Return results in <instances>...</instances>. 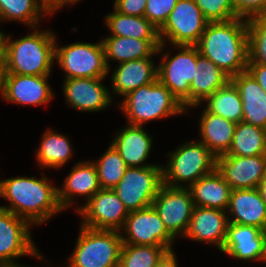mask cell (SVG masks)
<instances>
[{
	"label": "cell",
	"instance_id": "1",
	"mask_svg": "<svg viewBox=\"0 0 266 267\" xmlns=\"http://www.w3.org/2000/svg\"><path fill=\"white\" fill-rule=\"evenodd\" d=\"M45 174L41 179L12 177L0 181V196L10 205L0 208L11 211L31 226L47 222L53 215L63 211L58 202V187L50 183Z\"/></svg>",
	"mask_w": 266,
	"mask_h": 267
},
{
	"label": "cell",
	"instance_id": "2",
	"mask_svg": "<svg viewBox=\"0 0 266 267\" xmlns=\"http://www.w3.org/2000/svg\"><path fill=\"white\" fill-rule=\"evenodd\" d=\"M196 46L202 56L230 77L246 71L249 61L247 19L209 22Z\"/></svg>",
	"mask_w": 266,
	"mask_h": 267
},
{
	"label": "cell",
	"instance_id": "3",
	"mask_svg": "<svg viewBox=\"0 0 266 267\" xmlns=\"http://www.w3.org/2000/svg\"><path fill=\"white\" fill-rule=\"evenodd\" d=\"M25 37L11 39L7 35L5 50L6 74L50 75L55 59L56 35L37 27Z\"/></svg>",
	"mask_w": 266,
	"mask_h": 267
},
{
	"label": "cell",
	"instance_id": "4",
	"mask_svg": "<svg viewBox=\"0 0 266 267\" xmlns=\"http://www.w3.org/2000/svg\"><path fill=\"white\" fill-rule=\"evenodd\" d=\"M119 103L131 125L143 126L146 122L184 114L187 110L158 79L129 92Z\"/></svg>",
	"mask_w": 266,
	"mask_h": 267
},
{
	"label": "cell",
	"instance_id": "5",
	"mask_svg": "<svg viewBox=\"0 0 266 267\" xmlns=\"http://www.w3.org/2000/svg\"><path fill=\"white\" fill-rule=\"evenodd\" d=\"M167 155L163 184L169 187L189 188L217 167V157L200 141L186 142Z\"/></svg>",
	"mask_w": 266,
	"mask_h": 267
},
{
	"label": "cell",
	"instance_id": "6",
	"mask_svg": "<svg viewBox=\"0 0 266 267\" xmlns=\"http://www.w3.org/2000/svg\"><path fill=\"white\" fill-rule=\"evenodd\" d=\"M122 244L120 231L80 225L67 267H118Z\"/></svg>",
	"mask_w": 266,
	"mask_h": 267
},
{
	"label": "cell",
	"instance_id": "7",
	"mask_svg": "<svg viewBox=\"0 0 266 267\" xmlns=\"http://www.w3.org/2000/svg\"><path fill=\"white\" fill-rule=\"evenodd\" d=\"M55 43V61L65 72L64 79L106 78L109 70L102 41L76 42L66 46Z\"/></svg>",
	"mask_w": 266,
	"mask_h": 267
},
{
	"label": "cell",
	"instance_id": "8",
	"mask_svg": "<svg viewBox=\"0 0 266 267\" xmlns=\"http://www.w3.org/2000/svg\"><path fill=\"white\" fill-rule=\"evenodd\" d=\"M163 185V166L128 167L112 189L129 212L152 206Z\"/></svg>",
	"mask_w": 266,
	"mask_h": 267
},
{
	"label": "cell",
	"instance_id": "9",
	"mask_svg": "<svg viewBox=\"0 0 266 267\" xmlns=\"http://www.w3.org/2000/svg\"><path fill=\"white\" fill-rule=\"evenodd\" d=\"M179 53L169 58L167 50L157 65V79L181 102L189 108L190 84L197 70V46L180 45Z\"/></svg>",
	"mask_w": 266,
	"mask_h": 267
},
{
	"label": "cell",
	"instance_id": "10",
	"mask_svg": "<svg viewBox=\"0 0 266 267\" xmlns=\"http://www.w3.org/2000/svg\"><path fill=\"white\" fill-rule=\"evenodd\" d=\"M209 22L194 0H179L158 30L161 44L196 46Z\"/></svg>",
	"mask_w": 266,
	"mask_h": 267
},
{
	"label": "cell",
	"instance_id": "11",
	"mask_svg": "<svg viewBox=\"0 0 266 267\" xmlns=\"http://www.w3.org/2000/svg\"><path fill=\"white\" fill-rule=\"evenodd\" d=\"M30 228L26 220L0 208V265L18 264L17 258L25 255L43 259Z\"/></svg>",
	"mask_w": 266,
	"mask_h": 267
},
{
	"label": "cell",
	"instance_id": "12",
	"mask_svg": "<svg viewBox=\"0 0 266 267\" xmlns=\"http://www.w3.org/2000/svg\"><path fill=\"white\" fill-rule=\"evenodd\" d=\"M82 226L121 232L129 211L112 189H100L78 209Z\"/></svg>",
	"mask_w": 266,
	"mask_h": 267
},
{
	"label": "cell",
	"instance_id": "13",
	"mask_svg": "<svg viewBox=\"0 0 266 267\" xmlns=\"http://www.w3.org/2000/svg\"><path fill=\"white\" fill-rule=\"evenodd\" d=\"M124 230V231H123ZM121 231L123 244L164 246L172 250L175 238L168 232L153 206L131 211Z\"/></svg>",
	"mask_w": 266,
	"mask_h": 267
},
{
	"label": "cell",
	"instance_id": "14",
	"mask_svg": "<svg viewBox=\"0 0 266 267\" xmlns=\"http://www.w3.org/2000/svg\"><path fill=\"white\" fill-rule=\"evenodd\" d=\"M152 206L175 239L177 236L184 237L194 209L188 188H174L163 184L155 196Z\"/></svg>",
	"mask_w": 266,
	"mask_h": 267
},
{
	"label": "cell",
	"instance_id": "15",
	"mask_svg": "<svg viewBox=\"0 0 266 267\" xmlns=\"http://www.w3.org/2000/svg\"><path fill=\"white\" fill-rule=\"evenodd\" d=\"M105 78H70L63 80L62 91L69 107L84 112L103 111L112 102Z\"/></svg>",
	"mask_w": 266,
	"mask_h": 267
},
{
	"label": "cell",
	"instance_id": "16",
	"mask_svg": "<svg viewBox=\"0 0 266 267\" xmlns=\"http://www.w3.org/2000/svg\"><path fill=\"white\" fill-rule=\"evenodd\" d=\"M216 169L232 190L257 188L266 174V154L248 157L219 156Z\"/></svg>",
	"mask_w": 266,
	"mask_h": 267
},
{
	"label": "cell",
	"instance_id": "17",
	"mask_svg": "<svg viewBox=\"0 0 266 267\" xmlns=\"http://www.w3.org/2000/svg\"><path fill=\"white\" fill-rule=\"evenodd\" d=\"M50 75L6 74L2 99L24 105H44L53 99Z\"/></svg>",
	"mask_w": 266,
	"mask_h": 267
},
{
	"label": "cell",
	"instance_id": "18",
	"mask_svg": "<svg viewBox=\"0 0 266 267\" xmlns=\"http://www.w3.org/2000/svg\"><path fill=\"white\" fill-rule=\"evenodd\" d=\"M227 212L220 209L194 206L185 238L210 243L221 251L227 236Z\"/></svg>",
	"mask_w": 266,
	"mask_h": 267
},
{
	"label": "cell",
	"instance_id": "19",
	"mask_svg": "<svg viewBox=\"0 0 266 267\" xmlns=\"http://www.w3.org/2000/svg\"><path fill=\"white\" fill-rule=\"evenodd\" d=\"M226 212L229 223L266 230V204L257 188L232 190Z\"/></svg>",
	"mask_w": 266,
	"mask_h": 267
},
{
	"label": "cell",
	"instance_id": "20",
	"mask_svg": "<svg viewBox=\"0 0 266 267\" xmlns=\"http://www.w3.org/2000/svg\"><path fill=\"white\" fill-rule=\"evenodd\" d=\"M153 138L144 126L127 124L119 130L112 145L119 152L128 167H146L159 164H143L151 152Z\"/></svg>",
	"mask_w": 266,
	"mask_h": 267
},
{
	"label": "cell",
	"instance_id": "21",
	"mask_svg": "<svg viewBox=\"0 0 266 267\" xmlns=\"http://www.w3.org/2000/svg\"><path fill=\"white\" fill-rule=\"evenodd\" d=\"M68 174L63 186L57 188L58 202L64 211L74 203V196L86 197L87 202L101 189L93 161L76 163Z\"/></svg>",
	"mask_w": 266,
	"mask_h": 267
},
{
	"label": "cell",
	"instance_id": "22",
	"mask_svg": "<svg viewBox=\"0 0 266 267\" xmlns=\"http://www.w3.org/2000/svg\"><path fill=\"white\" fill-rule=\"evenodd\" d=\"M157 80V65L152 57L123 62L111 75L112 94L125 96L140 86Z\"/></svg>",
	"mask_w": 266,
	"mask_h": 267
},
{
	"label": "cell",
	"instance_id": "23",
	"mask_svg": "<svg viewBox=\"0 0 266 267\" xmlns=\"http://www.w3.org/2000/svg\"><path fill=\"white\" fill-rule=\"evenodd\" d=\"M263 230L255 226L228 223L227 236L221 251L239 261H260Z\"/></svg>",
	"mask_w": 266,
	"mask_h": 267
},
{
	"label": "cell",
	"instance_id": "24",
	"mask_svg": "<svg viewBox=\"0 0 266 267\" xmlns=\"http://www.w3.org/2000/svg\"><path fill=\"white\" fill-rule=\"evenodd\" d=\"M105 50V61L110 73L109 60L123 63L136 59L153 57L164 49L160 40H140L137 38L109 35L101 40Z\"/></svg>",
	"mask_w": 266,
	"mask_h": 267
},
{
	"label": "cell",
	"instance_id": "25",
	"mask_svg": "<svg viewBox=\"0 0 266 267\" xmlns=\"http://www.w3.org/2000/svg\"><path fill=\"white\" fill-rule=\"evenodd\" d=\"M243 104V122L266 129V94L246 70L231 77Z\"/></svg>",
	"mask_w": 266,
	"mask_h": 267
},
{
	"label": "cell",
	"instance_id": "26",
	"mask_svg": "<svg viewBox=\"0 0 266 267\" xmlns=\"http://www.w3.org/2000/svg\"><path fill=\"white\" fill-rule=\"evenodd\" d=\"M230 80L229 75L212 61L202 56L197 48V70L190 84L189 108L203 104L202 102Z\"/></svg>",
	"mask_w": 266,
	"mask_h": 267
},
{
	"label": "cell",
	"instance_id": "27",
	"mask_svg": "<svg viewBox=\"0 0 266 267\" xmlns=\"http://www.w3.org/2000/svg\"><path fill=\"white\" fill-rule=\"evenodd\" d=\"M199 140L216 157L228 153L235 133L237 124L219 115L203 110L199 118Z\"/></svg>",
	"mask_w": 266,
	"mask_h": 267
},
{
	"label": "cell",
	"instance_id": "28",
	"mask_svg": "<svg viewBox=\"0 0 266 267\" xmlns=\"http://www.w3.org/2000/svg\"><path fill=\"white\" fill-rule=\"evenodd\" d=\"M188 189L194 206L227 210L232 188L217 169L197 180Z\"/></svg>",
	"mask_w": 266,
	"mask_h": 267
},
{
	"label": "cell",
	"instance_id": "29",
	"mask_svg": "<svg viewBox=\"0 0 266 267\" xmlns=\"http://www.w3.org/2000/svg\"><path fill=\"white\" fill-rule=\"evenodd\" d=\"M105 26L111 32L110 35L140 40H160L158 29L145 17L124 15L115 9L105 17Z\"/></svg>",
	"mask_w": 266,
	"mask_h": 267
},
{
	"label": "cell",
	"instance_id": "30",
	"mask_svg": "<svg viewBox=\"0 0 266 267\" xmlns=\"http://www.w3.org/2000/svg\"><path fill=\"white\" fill-rule=\"evenodd\" d=\"M41 143L36 150V161L41 168H55L59 170L73 155L72 143L69 138L59 132L47 130L41 138Z\"/></svg>",
	"mask_w": 266,
	"mask_h": 267
},
{
	"label": "cell",
	"instance_id": "31",
	"mask_svg": "<svg viewBox=\"0 0 266 267\" xmlns=\"http://www.w3.org/2000/svg\"><path fill=\"white\" fill-rule=\"evenodd\" d=\"M266 154V129L254 125L237 123L232 145L227 154L222 156H254Z\"/></svg>",
	"mask_w": 266,
	"mask_h": 267
},
{
	"label": "cell",
	"instance_id": "32",
	"mask_svg": "<svg viewBox=\"0 0 266 267\" xmlns=\"http://www.w3.org/2000/svg\"><path fill=\"white\" fill-rule=\"evenodd\" d=\"M205 102L207 104L204 107L208 112L231 120L236 124L243 121L241 96L231 80L209 96Z\"/></svg>",
	"mask_w": 266,
	"mask_h": 267
},
{
	"label": "cell",
	"instance_id": "33",
	"mask_svg": "<svg viewBox=\"0 0 266 267\" xmlns=\"http://www.w3.org/2000/svg\"><path fill=\"white\" fill-rule=\"evenodd\" d=\"M48 14L51 13L40 0H0V23L19 21L32 29Z\"/></svg>",
	"mask_w": 266,
	"mask_h": 267
},
{
	"label": "cell",
	"instance_id": "34",
	"mask_svg": "<svg viewBox=\"0 0 266 267\" xmlns=\"http://www.w3.org/2000/svg\"><path fill=\"white\" fill-rule=\"evenodd\" d=\"M97 171L101 189H113L122 179L128 166L112 144L96 161H93Z\"/></svg>",
	"mask_w": 266,
	"mask_h": 267
},
{
	"label": "cell",
	"instance_id": "35",
	"mask_svg": "<svg viewBox=\"0 0 266 267\" xmlns=\"http://www.w3.org/2000/svg\"><path fill=\"white\" fill-rule=\"evenodd\" d=\"M167 250L164 246L122 244L118 267H156Z\"/></svg>",
	"mask_w": 266,
	"mask_h": 267
},
{
	"label": "cell",
	"instance_id": "36",
	"mask_svg": "<svg viewBox=\"0 0 266 267\" xmlns=\"http://www.w3.org/2000/svg\"><path fill=\"white\" fill-rule=\"evenodd\" d=\"M248 23V63L266 64V14L247 19Z\"/></svg>",
	"mask_w": 266,
	"mask_h": 267
},
{
	"label": "cell",
	"instance_id": "37",
	"mask_svg": "<svg viewBox=\"0 0 266 267\" xmlns=\"http://www.w3.org/2000/svg\"><path fill=\"white\" fill-rule=\"evenodd\" d=\"M208 22L238 18L232 0H194Z\"/></svg>",
	"mask_w": 266,
	"mask_h": 267
},
{
	"label": "cell",
	"instance_id": "38",
	"mask_svg": "<svg viewBox=\"0 0 266 267\" xmlns=\"http://www.w3.org/2000/svg\"><path fill=\"white\" fill-rule=\"evenodd\" d=\"M179 0H148L144 17L158 30L164 25Z\"/></svg>",
	"mask_w": 266,
	"mask_h": 267
},
{
	"label": "cell",
	"instance_id": "39",
	"mask_svg": "<svg viewBox=\"0 0 266 267\" xmlns=\"http://www.w3.org/2000/svg\"><path fill=\"white\" fill-rule=\"evenodd\" d=\"M238 17L248 19L266 14V0H232Z\"/></svg>",
	"mask_w": 266,
	"mask_h": 267
},
{
	"label": "cell",
	"instance_id": "40",
	"mask_svg": "<svg viewBox=\"0 0 266 267\" xmlns=\"http://www.w3.org/2000/svg\"><path fill=\"white\" fill-rule=\"evenodd\" d=\"M148 0H115L114 8L121 14L144 17Z\"/></svg>",
	"mask_w": 266,
	"mask_h": 267
},
{
	"label": "cell",
	"instance_id": "41",
	"mask_svg": "<svg viewBox=\"0 0 266 267\" xmlns=\"http://www.w3.org/2000/svg\"><path fill=\"white\" fill-rule=\"evenodd\" d=\"M247 71L259 83L266 94V64L248 63Z\"/></svg>",
	"mask_w": 266,
	"mask_h": 267
},
{
	"label": "cell",
	"instance_id": "42",
	"mask_svg": "<svg viewBox=\"0 0 266 267\" xmlns=\"http://www.w3.org/2000/svg\"><path fill=\"white\" fill-rule=\"evenodd\" d=\"M81 0H40V2L46 7V9L54 14L56 11L61 9L63 6L75 4Z\"/></svg>",
	"mask_w": 266,
	"mask_h": 267
},
{
	"label": "cell",
	"instance_id": "43",
	"mask_svg": "<svg viewBox=\"0 0 266 267\" xmlns=\"http://www.w3.org/2000/svg\"><path fill=\"white\" fill-rule=\"evenodd\" d=\"M156 267H178L174 250H167L158 260Z\"/></svg>",
	"mask_w": 266,
	"mask_h": 267
},
{
	"label": "cell",
	"instance_id": "44",
	"mask_svg": "<svg viewBox=\"0 0 266 267\" xmlns=\"http://www.w3.org/2000/svg\"><path fill=\"white\" fill-rule=\"evenodd\" d=\"M7 34L0 31V61L5 60Z\"/></svg>",
	"mask_w": 266,
	"mask_h": 267
},
{
	"label": "cell",
	"instance_id": "45",
	"mask_svg": "<svg viewBox=\"0 0 266 267\" xmlns=\"http://www.w3.org/2000/svg\"><path fill=\"white\" fill-rule=\"evenodd\" d=\"M5 76H6V68L4 61H0V94L1 98L4 93V85H5Z\"/></svg>",
	"mask_w": 266,
	"mask_h": 267
},
{
	"label": "cell",
	"instance_id": "46",
	"mask_svg": "<svg viewBox=\"0 0 266 267\" xmlns=\"http://www.w3.org/2000/svg\"><path fill=\"white\" fill-rule=\"evenodd\" d=\"M257 189L259 190V193L264 203L266 204V174L263 176V178L259 182Z\"/></svg>",
	"mask_w": 266,
	"mask_h": 267
},
{
	"label": "cell",
	"instance_id": "47",
	"mask_svg": "<svg viewBox=\"0 0 266 267\" xmlns=\"http://www.w3.org/2000/svg\"><path fill=\"white\" fill-rule=\"evenodd\" d=\"M260 261L264 263L266 262V230L263 231V245H262V253L260 256Z\"/></svg>",
	"mask_w": 266,
	"mask_h": 267
},
{
	"label": "cell",
	"instance_id": "48",
	"mask_svg": "<svg viewBox=\"0 0 266 267\" xmlns=\"http://www.w3.org/2000/svg\"><path fill=\"white\" fill-rule=\"evenodd\" d=\"M0 267H29V266H24V265H21V264H9V265H0Z\"/></svg>",
	"mask_w": 266,
	"mask_h": 267
}]
</instances>
